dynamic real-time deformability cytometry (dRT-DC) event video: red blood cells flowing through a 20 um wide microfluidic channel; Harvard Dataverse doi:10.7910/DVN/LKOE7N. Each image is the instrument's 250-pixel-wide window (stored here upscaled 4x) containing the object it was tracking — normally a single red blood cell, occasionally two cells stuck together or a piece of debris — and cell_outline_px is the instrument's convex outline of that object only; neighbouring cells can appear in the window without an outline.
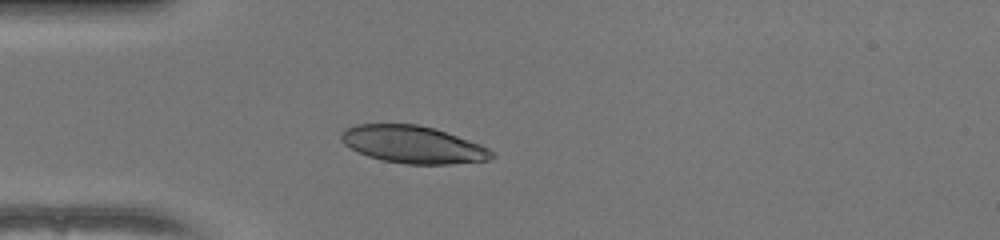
{"species": "human", "species_latin": "Homo sapiens", "temperature_condition": "warm", "stored_images_in_passage": 37, "camera_frame_rate_fps": 3000, "um_per_image_px": 0.085, "donor": {"sex": "female"}, "frame": {"image": 1, "passage_image": 1, "time_ms": 0.0, "image_size_px": [1000, 240], "cell_outline_px": [[496, 156], [488, 160], [448, 164], [404, 164], [384, 160], [368, 156], [344, 144], [340, 140], [340, 132], [344, 128], [356, 124], [416, 124], [432, 128], [480, 144], [488, 148]], "centroid_in_image_um": [35.06, 12.28], "position_along_channel_um": 49.9, "area_um2": 32.48}}
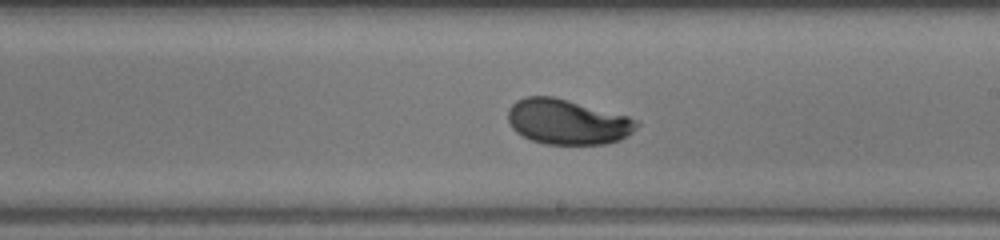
{"frame": {"image": 2, "passage_image": 16, "time_ms": 5.0, "image_size_px": [1000, 240], "cell_outline_px": [[640, 124], [632, 132], [620, 140], [604, 144], [544, 144], [532, 140], [516, 132], [512, 128], [508, 120], [508, 108], [516, 100], [524, 96], [552, 96], [628, 116], [640, 120]], "centroid_in_image_um": [48.22, 10.35], "position_along_channel_um": 240.8, "area_um2": 33.87}}
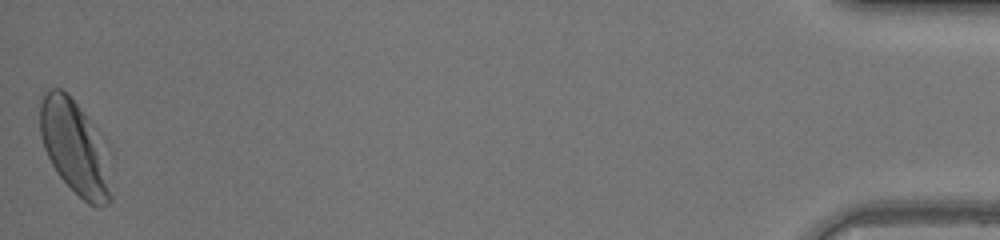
{"frame": {"image": 3, "passage_image": 37, "time_ms": 12.0, "image_size_px": [1000, 240], "cell_outline_px": [[112, 200], [108, 204], [100, 208], [96, 208], [88, 204], [56, 172], [44, 148], [40, 132], [40, 104], [44, 92], [48, 88], [60, 88], [80, 108], [88, 120], [112, 196]], "centroid_in_image_um": [6.2, 12.54], "position_along_channel_um": 429.0, "area_um2": 35.84}, "authors_computed_cell_mechanics": {"area_um2": 33.7552, "velocity_mm_per_s": 4.101, "shape_relaxation_time_tau1_ms": 2.5544, "shape_relaxation_time_tau2_ms": null, "deformation_change_tau1": 0.1438, "deformation_change_tau2": null}}